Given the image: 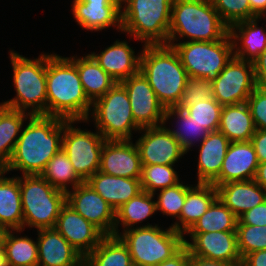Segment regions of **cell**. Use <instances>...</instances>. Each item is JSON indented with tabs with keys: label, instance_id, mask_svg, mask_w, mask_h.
I'll return each mask as SVG.
<instances>
[{
	"label": "cell",
	"instance_id": "ee69618b",
	"mask_svg": "<svg viewBox=\"0 0 266 266\" xmlns=\"http://www.w3.org/2000/svg\"><path fill=\"white\" fill-rule=\"evenodd\" d=\"M246 103L256 129L266 130V90L256 87Z\"/></svg>",
	"mask_w": 266,
	"mask_h": 266
},
{
	"label": "cell",
	"instance_id": "db71d44e",
	"mask_svg": "<svg viewBox=\"0 0 266 266\" xmlns=\"http://www.w3.org/2000/svg\"><path fill=\"white\" fill-rule=\"evenodd\" d=\"M0 266H9L2 243L0 244Z\"/></svg>",
	"mask_w": 266,
	"mask_h": 266
},
{
	"label": "cell",
	"instance_id": "2e32d148",
	"mask_svg": "<svg viewBox=\"0 0 266 266\" xmlns=\"http://www.w3.org/2000/svg\"><path fill=\"white\" fill-rule=\"evenodd\" d=\"M186 236L189 238L186 239ZM184 245L192 255L210 260L225 261L236 266L242 265L236 231L186 233Z\"/></svg>",
	"mask_w": 266,
	"mask_h": 266
},
{
	"label": "cell",
	"instance_id": "603a6c76",
	"mask_svg": "<svg viewBox=\"0 0 266 266\" xmlns=\"http://www.w3.org/2000/svg\"><path fill=\"white\" fill-rule=\"evenodd\" d=\"M263 17L240 21L229 27L233 56L254 62L266 49V28L259 26ZM266 21V17H264ZM259 26V27H258Z\"/></svg>",
	"mask_w": 266,
	"mask_h": 266
},
{
	"label": "cell",
	"instance_id": "7402d4cb",
	"mask_svg": "<svg viewBox=\"0 0 266 266\" xmlns=\"http://www.w3.org/2000/svg\"><path fill=\"white\" fill-rule=\"evenodd\" d=\"M37 233V266H84V257L54 228Z\"/></svg>",
	"mask_w": 266,
	"mask_h": 266
},
{
	"label": "cell",
	"instance_id": "4fadbf2b",
	"mask_svg": "<svg viewBox=\"0 0 266 266\" xmlns=\"http://www.w3.org/2000/svg\"><path fill=\"white\" fill-rule=\"evenodd\" d=\"M120 83L128 93L132 115L140 129L163 125L166 108L141 71Z\"/></svg>",
	"mask_w": 266,
	"mask_h": 266
},
{
	"label": "cell",
	"instance_id": "7a4b0ae2",
	"mask_svg": "<svg viewBox=\"0 0 266 266\" xmlns=\"http://www.w3.org/2000/svg\"><path fill=\"white\" fill-rule=\"evenodd\" d=\"M47 115L64 120H87L92 102L75 66V55L46 53Z\"/></svg>",
	"mask_w": 266,
	"mask_h": 266
},
{
	"label": "cell",
	"instance_id": "277c9868",
	"mask_svg": "<svg viewBox=\"0 0 266 266\" xmlns=\"http://www.w3.org/2000/svg\"><path fill=\"white\" fill-rule=\"evenodd\" d=\"M228 33L211 0H173L168 42L219 41Z\"/></svg>",
	"mask_w": 266,
	"mask_h": 266
},
{
	"label": "cell",
	"instance_id": "5bb4252c",
	"mask_svg": "<svg viewBox=\"0 0 266 266\" xmlns=\"http://www.w3.org/2000/svg\"><path fill=\"white\" fill-rule=\"evenodd\" d=\"M134 142L142 165H175L187 154L164 125L142 128Z\"/></svg>",
	"mask_w": 266,
	"mask_h": 266
},
{
	"label": "cell",
	"instance_id": "f1b7e54d",
	"mask_svg": "<svg viewBox=\"0 0 266 266\" xmlns=\"http://www.w3.org/2000/svg\"><path fill=\"white\" fill-rule=\"evenodd\" d=\"M157 214L156 199L154 194L142 191L136 197L131 198L128 202L122 204L115 210V229L114 235H120V228L123 231L138 227L153 226L150 223L144 224L143 221L147 220L152 215ZM143 223V224H142Z\"/></svg>",
	"mask_w": 266,
	"mask_h": 266
},
{
	"label": "cell",
	"instance_id": "9c48e42d",
	"mask_svg": "<svg viewBox=\"0 0 266 266\" xmlns=\"http://www.w3.org/2000/svg\"><path fill=\"white\" fill-rule=\"evenodd\" d=\"M119 237L127 245L134 266H156L184 246L183 234L170 225L164 229L159 223L128 229L120 232Z\"/></svg>",
	"mask_w": 266,
	"mask_h": 266
},
{
	"label": "cell",
	"instance_id": "e575fe53",
	"mask_svg": "<svg viewBox=\"0 0 266 266\" xmlns=\"http://www.w3.org/2000/svg\"><path fill=\"white\" fill-rule=\"evenodd\" d=\"M84 266H134L127 245L119 236L106 235L84 258Z\"/></svg>",
	"mask_w": 266,
	"mask_h": 266
},
{
	"label": "cell",
	"instance_id": "f35d334b",
	"mask_svg": "<svg viewBox=\"0 0 266 266\" xmlns=\"http://www.w3.org/2000/svg\"><path fill=\"white\" fill-rule=\"evenodd\" d=\"M190 186L181 180L174 186L157 191L154 194L155 197L157 196V212L162 213L163 216L178 219L185 202L186 192Z\"/></svg>",
	"mask_w": 266,
	"mask_h": 266
},
{
	"label": "cell",
	"instance_id": "6da1fadb",
	"mask_svg": "<svg viewBox=\"0 0 266 266\" xmlns=\"http://www.w3.org/2000/svg\"><path fill=\"white\" fill-rule=\"evenodd\" d=\"M63 120L55 116L30 115L3 170L7 174L20 171L22 175H41L62 148Z\"/></svg>",
	"mask_w": 266,
	"mask_h": 266
},
{
	"label": "cell",
	"instance_id": "74e56055",
	"mask_svg": "<svg viewBox=\"0 0 266 266\" xmlns=\"http://www.w3.org/2000/svg\"><path fill=\"white\" fill-rule=\"evenodd\" d=\"M175 165H142L141 187L142 190L151 194L178 184L179 173L174 168ZM176 170V171H175Z\"/></svg>",
	"mask_w": 266,
	"mask_h": 266
},
{
	"label": "cell",
	"instance_id": "d590c367",
	"mask_svg": "<svg viewBox=\"0 0 266 266\" xmlns=\"http://www.w3.org/2000/svg\"><path fill=\"white\" fill-rule=\"evenodd\" d=\"M41 176L53 187L66 193L84 182L74 171L70 159L62 148L47 163Z\"/></svg>",
	"mask_w": 266,
	"mask_h": 266
},
{
	"label": "cell",
	"instance_id": "681fc988",
	"mask_svg": "<svg viewBox=\"0 0 266 266\" xmlns=\"http://www.w3.org/2000/svg\"><path fill=\"white\" fill-rule=\"evenodd\" d=\"M242 266H266V250L247 254L242 259Z\"/></svg>",
	"mask_w": 266,
	"mask_h": 266
},
{
	"label": "cell",
	"instance_id": "ac0fdd59",
	"mask_svg": "<svg viewBox=\"0 0 266 266\" xmlns=\"http://www.w3.org/2000/svg\"><path fill=\"white\" fill-rule=\"evenodd\" d=\"M54 229L84 258L94 250L105 236L67 203L61 208Z\"/></svg>",
	"mask_w": 266,
	"mask_h": 266
},
{
	"label": "cell",
	"instance_id": "cb8c5ba5",
	"mask_svg": "<svg viewBox=\"0 0 266 266\" xmlns=\"http://www.w3.org/2000/svg\"><path fill=\"white\" fill-rule=\"evenodd\" d=\"M230 140L219 130L209 134L198 144L197 181L212 183L220 174Z\"/></svg>",
	"mask_w": 266,
	"mask_h": 266
},
{
	"label": "cell",
	"instance_id": "e0dca14e",
	"mask_svg": "<svg viewBox=\"0 0 266 266\" xmlns=\"http://www.w3.org/2000/svg\"><path fill=\"white\" fill-rule=\"evenodd\" d=\"M71 3V13L80 28L100 32L112 27L122 32L121 0H73Z\"/></svg>",
	"mask_w": 266,
	"mask_h": 266
},
{
	"label": "cell",
	"instance_id": "4dcf8cb0",
	"mask_svg": "<svg viewBox=\"0 0 266 266\" xmlns=\"http://www.w3.org/2000/svg\"><path fill=\"white\" fill-rule=\"evenodd\" d=\"M168 122H170L174 128H170V123L169 125H166ZM163 125L179 141L180 146L186 153L192 151L191 148L193 146L197 147V144H200L209 134V131L203 127V125L197 123L193 117H190V115L186 113L185 110L178 107L166 109Z\"/></svg>",
	"mask_w": 266,
	"mask_h": 266
},
{
	"label": "cell",
	"instance_id": "11a10c76",
	"mask_svg": "<svg viewBox=\"0 0 266 266\" xmlns=\"http://www.w3.org/2000/svg\"><path fill=\"white\" fill-rule=\"evenodd\" d=\"M3 232H4V230L0 227V244L2 241Z\"/></svg>",
	"mask_w": 266,
	"mask_h": 266
},
{
	"label": "cell",
	"instance_id": "44dd1931",
	"mask_svg": "<svg viewBox=\"0 0 266 266\" xmlns=\"http://www.w3.org/2000/svg\"><path fill=\"white\" fill-rule=\"evenodd\" d=\"M128 41L117 39L108 45L99 54L89 52L98 65L108 73L116 82L128 79L140 71L141 51L137 54L135 49L128 45Z\"/></svg>",
	"mask_w": 266,
	"mask_h": 266
},
{
	"label": "cell",
	"instance_id": "52a82bcc",
	"mask_svg": "<svg viewBox=\"0 0 266 266\" xmlns=\"http://www.w3.org/2000/svg\"><path fill=\"white\" fill-rule=\"evenodd\" d=\"M23 210V230L54 228L61 208L66 204V192L53 187L41 175L19 176Z\"/></svg>",
	"mask_w": 266,
	"mask_h": 266
},
{
	"label": "cell",
	"instance_id": "60d3db41",
	"mask_svg": "<svg viewBox=\"0 0 266 266\" xmlns=\"http://www.w3.org/2000/svg\"><path fill=\"white\" fill-rule=\"evenodd\" d=\"M236 234L238 251L242 259L251 252L266 250V225L237 224Z\"/></svg>",
	"mask_w": 266,
	"mask_h": 266
},
{
	"label": "cell",
	"instance_id": "d6986e66",
	"mask_svg": "<svg viewBox=\"0 0 266 266\" xmlns=\"http://www.w3.org/2000/svg\"><path fill=\"white\" fill-rule=\"evenodd\" d=\"M134 140H106L99 171L126 178H141L142 164Z\"/></svg>",
	"mask_w": 266,
	"mask_h": 266
},
{
	"label": "cell",
	"instance_id": "ba28073f",
	"mask_svg": "<svg viewBox=\"0 0 266 266\" xmlns=\"http://www.w3.org/2000/svg\"><path fill=\"white\" fill-rule=\"evenodd\" d=\"M90 121L106 140H132L133 134L141 130L135 124L128 93L120 82L92 103L83 123Z\"/></svg>",
	"mask_w": 266,
	"mask_h": 266
},
{
	"label": "cell",
	"instance_id": "ffe728a7",
	"mask_svg": "<svg viewBox=\"0 0 266 266\" xmlns=\"http://www.w3.org/2000/svg\"><path fill=\"white\" fill-rule=\"evenodd\" d=\"M259 165L250 141L231 142L227 149L219 176L211 183L215 187L231 182L252 180Z\"/></svg>",
	"mask_w": 266,
	"mask_h": 266
},
{
	"label": "cell",
	"instance_id": "4316f807",
	"mask_svg": "<svg viewBox=\"0 0 266 266\" xmlns=\"http://www.w3.org/2000/svg\"><path fill=\"white\" fill-rule=\"evenodd\" d=\"M114 210L142 192L140 179L97 171L86 181Z\"/></svg>",
	"mask_w": 266,
	"mask_h": 266
},
{
	"label": "cell",
	"instance_id": "f5cc1de1",
	"mask_svg": "<svg viewBox=\"0 0 266 266\" xmlns=\"http://www.w3.org/2000/svg\"><path fill=\"white\" fill-rule=\"evenodd\" d=\"M254 180L260 186H262L264 189H266V162L265 163H259L255 177H254Z\"/></svg>",
	"mask_w": 266,
	"mask_h": 266
},
{
	"label": "cell",
	"instance_id": "f546056e",
	"mask_svg": "<svg viewBox=\"0 0 266 266\" xmlns=\"http://www.w3.org/2000/svg\"><path fill=\"white\" fill-rule=\"evenodd\" d=\"M218 130L230 142H248L256 131L246 102L222 106Z\"/></svg>",
	"mask_w": 266,
	"mask_h": 266
},
{
	"label": "cell",
	"instance_id": "f907efd6",
	"mask_svg": "<svg viewBox=\"0 0 266 266\" xmlns=\"http://www.w3.org/2000/svg\"><path fill=\"white\" fill-rule=\"evenodd\" d=\"M188 266H236V265L225 261L210 260L190 254L188 259Z\"/></svg>",
	"mask_w": 266,
	"mask_h": 266
},
{
	"label": "cell",
	"instance_id": "836d02e7",
	"mask_svg": "<svg viewBox=\"0 0 266 266\" xmlns=\"http://www.w3.org/2000/svg\"><path fill=\"white\" fill-rule=\"evenodd\" d=\"M24 230H4L2 245L5 250L9 266H37L38 244L32 237L21 235Z\"/></svg>",
	"mask_w": 266,
	"mask_h": 266
},
{
	"label": "cell",
	"instance_id": "1f68e13d",
	"mask_svg": "<svg viewBox=\"0 0 266 266\" xmlns=\"http://www.w3.org/2000/svg\"><path fill=\"white\" fill-rule=\"evenodd\" d=\"M75 66L84 92L92 103L106 94L117 83L88 53L81 57L76 55Z\"/></svg>",
	"mask_w": 266,
	"mask_h": 266
},
{
	"label": "cell",
	"instance_id": "3957f363",
	"mask_svg": "<svg viewBox=\"0 0 266 266\" xmlns=\"http://www.w3.org/2000/svg\"><path fill=\"white\" fill-rule=\"evenodd\" d=\"M140 71L149 81L160 103L166 108L177 107L189 79L186 69L173 46L143 45Z\"/></svg>",
	"mask_w": 266,
	"mask_h": 266
},
{
	"label": "cell",
	"instance_id": "8fae6325",
	"mask_svg": "<svg viewBox=\"0 0 266 266\" xmlns=\"http://www.w3.org/2000/svg\"><path fill=\"white\" fill-rule=\"evenodd\" d=\"M83 120H63L62 150L74 171L85 182L100 168L101 151L106 139L95 129L78 128ZM76 124V125H75Z\"/></svg>",
	"mask_w": 266,
	"mask_h": 266
},
{
	"label": "cell",
	"instance_id": "9a60e30c",
	"mask_svg": "<svg viewBox=\"0 0 266 266\" xmlns=\"http://www.w3.org/2000/svg\"><path fill=\"white\" fill-rule=\"evenodd\" d=\"M66 203L105 236L114 235L115 210L86 181L66 193Z\"/></svg>",
	"mask_w": 266,
	"mask_h": 266
},
{
	"label": "cell",
	"instance_id": "bcb514c9",
	"mask_svg": "<svg viewBox=\"0 0 266 266\" xmlns=\"http://www.w3.org/2000/svg\"><path fill=\"white\" fill-rule=\"evenodd\" d=\"M250 142L252 143L259 163L266 162V130L256 129Z\"/></svg>",
	"mask_w": 266,
	"mask_h": 266
},
{
	"label": "cell",
	"instance_id": "816d5d0a",
	"mask_svg": "<svg viewBox=\"0 0 266 266\" xmlns=\"http://www.w3.org/2000/svg\"><path fill=\"white\" fill-rule=\"evenodd\" d=\"M249 4L257 17H266V0H249Z\"/></svg>",
	"mask_w": 266,
	"mask_h": 266
},
{
	"label": "cell",
	"instance_id": "f6af8a7d",
	"mask_svg": "<svg viewBox=\"0 0 266 266\" xmlns=\"http://www.w3.org/2000/svg\"><path fill=\"white\" fill-rule=\"evenodd\" d=\"M237 224H248L254 226H265L266 225V200L246 211L238 218Z\"/></svg>",
	"mask_w": 266,
	"mask_h": 266
},
{
	"label": "cell",
	"instance_id": "d4e9b609",
	"mask_svg": "<svg viewBox=\"0 0 266 266\" xmlns=\"http://www.w3.org/2000/svg\"><path fill=\"white\" fill-rule=\"evenodd\" d=\"M217 198L218 191L213 184H191L186 192L180 217L174 223H171L170 226L185 235Z\"/></svg>",
	"mask_w": 266,
	"mask_h": 266
},
{
	"label": "cell",
	"instance_id": "8992f818",
	"mask_svg": "<svg viewBox=\"0 0 266 266\" xmlns=\"http://www.w3.org/2000/svg\"><path fill=\"white\" fill-rule=\"evenodd\" d=\"M172 3L173 0H121L122 33L143 45L167 44Z\"/></svg>",
	"mask_w": 266,
	"mask_h": 266
},
{
	"label": "cell",
	"instance_id": "b9f144b4",
	"mask_svg": "<svg viewBox=\"0 0 266 266\" xmlns=\"http://www.w3.org/2000/svg\"><path fill=\"white\" fill-rule=\"evenodd\" d=\"M222 21L232 26L240 21L257 17L252 11L249 0H211Z\"/></svg>",
	"mask_w": 266,
	"mask_h": 266
},
{
	"label": "cell",
	"instance_id": "ab89813d",
	"mask_svg": "<svg viewBox=\"0 0 266 266\" xmlns=\"http://www.w3.org/2000/svg\"><path fill=\"white\" fill-rule=\"evenodd\" d=\"M186 111L190 117L203 125L209 132L218 131L222 105L213 97L201 100L189 107H178Z\"/></svg>",
	"mask_w": 266,
	"mask_h": 266
},
{
	"label": "cell",
	"instance_id": "30bf717a",
	"mask_svg": "<svg viewBox=\"0 0 266 266\" xmlns=\"http://www.w3.org/2000/svg\"><path fill=\"white\" fill-rule=\"evenodd\" d=\"M177 51L182 66L191 78L213 81L233 57L229 33L219 41L168 42Z\"/></svg>",
	"mask_w": 266,
	"mask_h": 266
},
{
	"label": "cell",
	"instance_id": "83f0119b",
	"mask_svg": "<svg viewBox=\"0 0 266 266\" xmlns=\"http://www.w3.org/2000/svg\"><path fill=\"white\" fill-rule=\"evenodd\" d=\"M0 169V227L3 230H23V210L19 176H5Z\"/></svg>",
	"mask_w": 266,
	"mask_h": 266
},
{
	"label": "cell",
	"instance_id": "7dc6e473",
	"mask_svg": "<svg viewBox=\"0 0 266 266\" xmlns=\"http://www.w3.org/2000/svg\"><path fill=\"white\" fill-rule=\"evenodd\" d=\"M253 63L256 87L266 90V49Z\"/></svg>",
	"mask_w": 266,
	"mask_h": 266
},
{
	"label": "cell",
	"instance_id": "484cf974",
	"mask_svg": "<svg viewBox=\"0 0 266 266\" xmlns=\"http://www.w3.org/2000/svg\"><path fill=\"white\" fill-rule=\"evenodd\" d=\"M218 198L239 218L266 200V189L254 179L231 181L216 187Z\"/></svg>",
	"mask_w": 266,
	"mask_h": 266
},
{
	"label": "cell",
	"instance_id": "7bdbcfd3",
	"mask_svg": "<svg viewBox=\"0 0 266 266\" xmlns=\"http://www.w3.org/2000/svg\"><path fill=\"white\" fill-rule=\"evenodd\" d=\"M213 97V83L205 78H191L186 82L182 98L177 107H189L201 100Z\"/></svg>",
	"mask_w": 266,
	"mask_h": 266
},
{
	"label": "cell",
	"instance_id": "5b68a950",
	"mask_svg": "<svg viewBox=\"0 0 266 266\" xmlns=\"http://www.w3.org/2000/svg\"><path fill=\"white\" fill-rule=\"evenodd\" d=\"M33 59L10 49L13 86L16 96L0 104L30 115H47L46 52Z\"/></svg>",
	"mask_w": 266,
	"mask_h": 266
},
{
	"label": "cell",
	"instance_id": "7c38bea8",
	"mask_svg": "<svg viewBox=\"0 0 266 266\" xmlns=\"http://www.w3.org/2000/svg\"><path fill=\"white\" fill-rule=\"evenodd\" d=\"M213 83V98L222 106L247 102L256 88L254 63L232 57Z\"/></svg>",
	"mask_w": 266,
	"mask_h": 266
},
{
	"label": "cell",
	"instance_id": "8d00e7d4",
	"mask_svg": "<svg viewBox=\"0 0 266 266\" xmlns=\"http://www.w3.org/2000/svg\"><path fill=\"white\" fill-rule=\"evenodd\" d=\"M238 217L217 198L187 233L236 231Z\"/></svg>",
	"mask_w": 266,
	"mask_h": 266
},
{
	"label": "cell",
	"instance_id": "d6a6232c",
	"mask_svg": "<svg viewBox=\"0 0 266 266\" xmlns=\"http://www.w3.org/2000/svg\"><path fill=\"white\" fill-rule=\"evenodd\" d=\"M30 114L0 104V169L9 163L24 122Z\"/></svg>",
	"mask_w": 266,
	"mask_h": 266
},
{
	"label": "cell",
	"instance_id": "c3c4849f",
	"mask_svg": "<svg viewBox=\"0 0 266 266\" xmlns=\"http://www.w3.org/2000/svg\"><path fill=\"white\" fill-rule=\"evenodd\" d=\"M190 252L184 245L175 255L156 266H188Z\"/></svg>",
	"mask_w": 266,
	"mask_h": 266
}]
</instances>
